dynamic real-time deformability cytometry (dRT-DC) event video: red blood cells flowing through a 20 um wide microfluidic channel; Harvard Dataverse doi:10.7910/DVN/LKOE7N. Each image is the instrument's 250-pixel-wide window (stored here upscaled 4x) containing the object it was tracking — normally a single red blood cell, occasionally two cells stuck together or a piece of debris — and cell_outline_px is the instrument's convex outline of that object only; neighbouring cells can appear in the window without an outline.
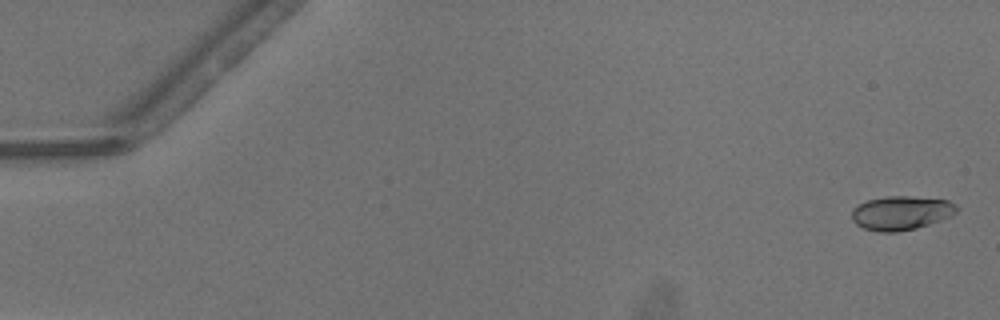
{"species": "common noctule bat (a hibernating species)", "species_latin": "Nyctalus noctula", "temperature_condition": "warm", "stored_images_in_passage": 42, "camera_frame_rate_fps": 3000, "um_per_image_px": 0.085, "animal": {"sex": "male", "body_mass_g": 13.3}, "frame": {"image": 1, "passage_image": 1, "time_ms": 0.0, "image_size_px": [1000, 320], "cell_outline_px": [[956, 212], [940, 220], [916, 228], [896, 232], [880, 232], [864, 228], [856, 224], [852, 220], [852, 208], [868, 200], [888, 196], [908, 196], [948, 200], [956, 204]], "centroid_in_image_um": [76.56, 18.1], "position_along_channel_um": 8.4, "area_um2": 20.52}}
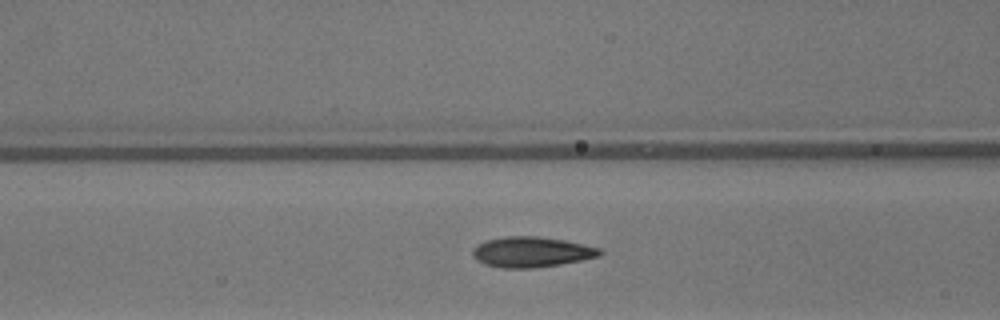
{"frame": {"image": 2, "passage_image": 21, "time_ms": 6.667, "image_size_px": [1000, 320], "cell_outline_px": [[604, 252], [600, 256], [560, 264], [532, 268], [504, 268], [484, 264], [476, 260], [472, 256], [472, 248], [488, 240], [504, 236], [540, 236], [564, 240], [584, 244], [600, 248]], "centroid_in_image_um": [45.18, 21.41], "position_along_channel_um": 121.4, "area_um2": 22.54}}
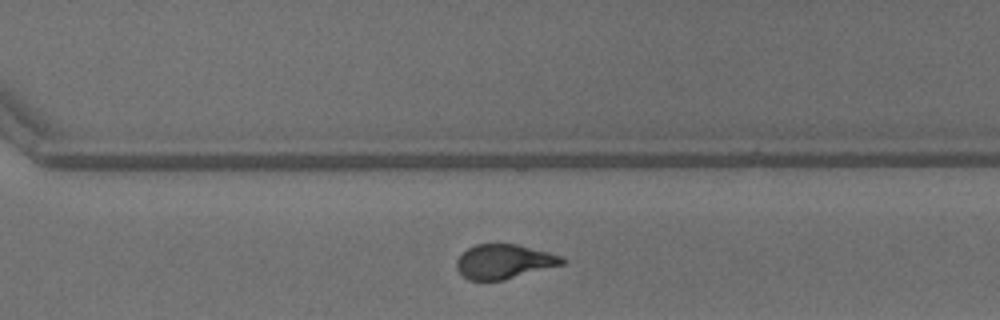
{"frame": {"image": 3, "passage_image": 36, "time_ms": 11.667, "image_size_px": [1000, 320], "cell_outline_px": [[564, 264], [504, 280], [468, 280], [456, 268], [456, 260], [468, 248], [476, 244], [516, 244], [548, 252], [560, 256], [564, 260]], "centroid_in_image_um": [42.82, 22.23], "position_along_channel_um": 327.8, "area_um2": 20.92}, "authors_computed_cell_mechanics": {"area_um2": 21.7617, "velocity_mm_per_s": 4.1296, "shape_relaxation_time_tau1_ms": 3.9277, "shape_relaxation_time_tau2_ms": 0.8843, "deformation_change_tau1": 0.1699, "deformation_change_tau2": 0.0678}}